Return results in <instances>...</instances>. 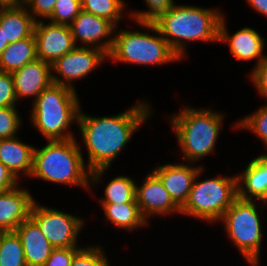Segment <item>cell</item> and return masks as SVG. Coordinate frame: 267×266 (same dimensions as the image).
Wrapping results in <instances>:
<instances>
[{
    "instance_id": "6da1fadb",
    "label": "cell",
    "mask_w": 267,
    "mask_h": 266,
    "mask_svg": "<svg viewBox=\"0 0 267 266\" xmlns=\"http://www.w3.org/2000/svg\"><path fill=\"white\" fill-rule=\"evenodd\" d=\"M148 109L147 102L141 101L115 116L90 117L79 111L77 124L88 152L90 183L94 185L99 181L133 133L145 123L151 114Z\"/></svg>"
},
{
    "instance_id": "7a4b0ae2",
    "label": "cell",
    "mask_w": 267,
    "mask_h": 266,
    "mask_svg": "<svg viewBox=\"0 0 267 266\" xmlns=\"http://www.w3.org/2000/svg\"><path fill=\"white\" fill-rule=\"evenodd\" d=\"M221 13L218 9L174 4L153 23L182 60L185 57V41H219Z\"/></svg>"
},
{
    "instance_id": "3957f363",
    "label": "cell",
    "mask_w": 267,
    "mask_h": 266,
    "mask_svg": "<svg viewBox=\"0 0 267 266\" xmlns=\"http://www.w3.org/2000/svg\"><path fill=\"white\" fill-rule=\"evenodd\" d=\"M78 144L76 139L71 138L48 141L39 150L34 147L31 177L89 189L91 171L85 168Z\"/></svg>"
},
{
    "instance_id": "277c9868",
    "label": "cell",
    "mask_w": 267,
    "mask_h": 266,
    "mask_svg": "<svg viewBox=\"0 0 267 266\" xmlns=\"http://www.w3.org/2000/svg\"><path fill=\"white\" fill-rule=\"evenodd\" d=\"M75 90L52 83L33 101L31 122L48 141L74 138L71 123L78 122L80 103Z\"/></svg>"
},
{
    "instance_id": "5b68a950",
    "label": "cell",
    "mask_w": 267,
    "mask_h": 266,
    "mask_svg": "<svg viewBox=\"0 0 267 266\" xmlns=\"http://www.w3.org/2000/svg\"><path fill=\"white\" fill-rule=\"evenodd\" d=\"M223 117L219 112L188 106L171 117L173 130L188 162L193 163L214 151Z\"/></svg>"
},
{
    "instance_id": "8992f818",
    "label": "cell",
    "mask_w": 267,
    "mask_h": 266,
    "mask_svg": "<svg viewBox=\"0 0 267 266\" xmlns=\"http://www.w3.org/2000/svg\"><path fill=\"white\" fill-rule=\"evenodd\" d=\"M142 27L155 31L157 36L139 31L122 30L114 36L108 58L116 62L155 65L180 61L154 23L138 22Z\"/></svg>"
},
{
    "instance_id": "52a82bcc",
    "label": "cell",
    "mask_w": 267,
    "mask_h": 266,
    "mask_svg": "<svg viewBox=\"0 0 267 266\" xmlns=\"http://www.w3.org/2000/svg\"><path fill=\"white\" fill-rule=\"evenodd\" d=\"M201 172L203 167L194 178L188 199L181 207V213L210 222H220L225 211L238 198L237 175L196 181Z\"/></svg>"
},
{
    "instance_id": "ba28073f",
    "label": "cell",
    "mask_w": 267,
    "mask_h": 266,
    "mask_svg": "<svg viewBox=\"0 0 267 266\" xmlns=\"http://www.w3.org/2000/svg\"><path fill=\"white\" fill-rule=\"evenodd\" d=\"M252 200L237 198L225 211L221 220L231 238L248 263L258 266L262 242L261 222L257 207Z\"/></svg>"
},
{
    "instance_id": "9c48e42d",
    "label": "cell",
    "mask_w": 267,
    "mask_h": 266,
    "mask_svg": "<svg viewBox=\"0 0 267 266\" xmlns=\"http://www.w3.org/2000/svg\"><path fill=\"white\" fill-rule=\"evenodd\" d=\"M30 218L37 224L53 248H79L77 236L84 222L77 216L49 207L40 206L34 201Z\"/></svg>"
},
{
    "instance_id": "30bf717a",
    "label": "cell",
    "mask_w": 267,
    "mask_h": 266,
    "mask_svg": "<svg viewBox=\"0 0 267 266\" xmlns=\"http://www.w3.org/2000/svg\"><path fill=\"white\" fill-rule=\"evenodd\" d=\"M105 58L108 56L103 50L91 46L90 48L77 46L51 65V70L54 71H52V82L76 90L71 82L88 76L91 71L101 65ZM55 72L62 79L53 75Z\"/></svg>"
},
{
    "instance_id": "8fae6325",
    "label": "cell",
    "mask_w": 267,
    "mask_h": 266,
    "mask_svg": "<svg viewBox=\"0 0 267 266\" xmlns=\"http://www.w3.org/2000/svg\"><path fill=\"white\" fill-rule=\"evenodd\" d=\"M37 19L34 28L37 58L53 64L60 57L72 51L75 45L69 25L48 23Z\"/></svg>"
},
{
    "instance_id": "7c38bea8",
    "label": "cell",
    "mask_w": 267,
    "mask_h": 266,
    "mask_svg": "<svg viewBox=\"0 0 267 266\" xmlns=\"http://www.w3.org/2000/svg\"><path fill=\"white\" fill-rule=\"evenodd\" d=\"M69 28L75 45L81 41L84 47L91 45L107 55L110 52L114 39L110 35L116 32V26L111 21L82 10ZM103 38L106 41L102 43Z\"/></svg>"
},
{
    "instance_id": "4fadbf2b",
    "label": "cell",
    "mask_w": 267,
    "mask_h": 266,
    "mask_svg": "<svg viewBox=\"0 0 267 266\" xmlns=\"http://www.w3.org/2000/svg\"><path fill=\"white\" fill-rule=\"evenodd\" d=\"M136 201L146 220L156 214L170 215L176 211L181 213V208L173 201L160 178L153 171L145 177L140 187L136 184Z\"/></svg>"
},
{
    "instance_id": "5bb4252c",
    "label": "cell",
    "mask_w": 267,
    "mask_h": 266,
    "mask_svg": "<svg viewBox=\"0 0 267 266\" xmlns=\"http://www.w3.org/2000/svg\"><path fill=\"white\" fill-rule=\"evenodd\" d=\"M34 201L29 191L18 186L0 192V231H15L30 217Z\"/></svg>"
},
{
    "instance_id": "9a60e30c",
    "label": "cell",
    "mask_w": 267,
    "mask_h": 266,
    "mask_svg": "<svg viewBox=\"0 0 267 266\" xmlns=\"http://www.w3.org/2000/svg\"><path fill=\"white\" fill-rule=\"evenodd\" d=\"M17 100L24 97H36L52 82L51 64L36 59L12 72Z\"/></svg>"
},
{
    "instance_id": "2e32d148",
    "label": "cell",
    "mask_w": 267,
    "mask_h": 266,
    "mask_svg": "<svg viewBox=\"0 0 267 266\" xmlns=\"http://www.w3.org/2000/svg\"><path fill=\"white\" fill-rule=\"evenodd\" d=\"M202 166L166 164L157 166L153 172L160 178L173 201L181 208L187 201L196 174Z\"/></svg>"
},
{
    "instance_id": "e0dca14e",
    "label": "cell",
    "mask_w": 267,
    "mask_h": 266,
    "mask_svg": "<svg viewBox=\"0 0 267 266\" xmlns=\"http://www.w3.org/2000/svg\"><path fill=\"white\" fill-rule=\"evenodd\" d=\"M224 20L223 15L219 26L218 42L229 43L231 54L237 60L248 61L257 58V65H259L265 56L263 54L265 38L250 27H244L230 37Z\"/></svg>"
},
{
    "instance_id": "ac0fdd59",
    "label": "cell",
    "mask_w": 267,
    "mask_h": 266,
    "mask_svg": "<svg viewBox=\"0 0 267 266\" xmlns=\"http://www.w3.org/2000/svg\"><path fill=\"white\" fill-rule=\"evenodd\" d=\"M15 231L22 241L26 265L43 266L54 248L37 224L29 217Z\"/></svg>"
},
{
    "instance_id": "d6986e66",
    "label": "cell",
    "mask_w": 267,
    "mask_h": 266,
    "mask_svg": "<svg viewBox=\"0 0 267 266\" xmlns=\"http://www.w3.org/2000/svg\"><path fill=\"white\" fill-rule=\"evenodd\" d=\"M34 146L25 144L18 137L0 139V162H2L16 179L19 172L31 176L33 170Z\"/></svg>"
},
{
    "instance_id": "ffe728a7",
    "label": "cell",
    "mask_w": 267,
    "mask_h": 266,
    "mask_svg": "<svg viewBox=\"0 0 267 266\" xmlns=\"http://www.w3.org/2000/svg\"><path fill=\"white\" fill-rule=\"evenodd\" d=\"M25 7L22 4L15 8L0 9V26L9 44L34 34L36 21Z\"/></svg>"
},
{
    "instance_id": "44dd1931",
    "label": "cell",
    "mask_w": 267,
    "mask_h": 266,
    "mask_svg": "<svg viewBox=\"0 0 267 266\" xmlns=\"http://www.w3.org/2000/svg\"><path fill=\"white\" fill-rule=\"evenodd\" d=\"M238 179V198L243 200H261L267 202V186L263 174V155L252 159ZM243 181V182H242ZM244 184V186L241 184Z\"/></svg>"
},
{
    "instance_id": "7402d4cb",
    "label": "cell",
    "mask_w": 267,
    "mask_h": 266,
    "mask_svg": "<svg viewBox=\"0 0 267 266\" xmlns=\"http://www.w3.org/2000/svg\"><path fill=\"white\" fill-rule=\"evenodd\" d=\"M37 59L34 34L9 44L0 55V71L12 73Z\"/></svg>"
},
{
    "instance_id": "603a6c76",
    "label": "cell",
    "mask_w": 267,
    "mask_h": 266,
    "mask_svg": "<svg viewBox=\"0 0 267 266\" xmlns=\"http://www.w3.org/2000/svg\"><path fill=\"white\" fill-rule=\"evenodd\" d=\"M101 205L108 221H111L117 228L131 230L148 225L137 203H101Z\"/></svg>"
},
{
    "instance_id": "cb8c5ba5",
    "label": "cell",
    "mask_w": 267,
    "mask_h": 266,
    "mask_svg": "<svg viewBox=\"0 0 267 266\" xmlns=\"http://www.w3.org/2000/svg\"><path fill=\"white\" fill-rule=\"evenodd\" d=\"M0 266H27L22 241L16 231H1Z\"/></svg>"
},
{
    "instance_id": "d4e9b609",
    "label": "cell",
    "mask_w": 267,
    "mask_h": 266,
    "mask_svg": "<svg viewBox=\"0 0 267 266\" xmlns=\"http://www.w3.org/2000/svg\"><path fill=\"white\" fill-rule=\"evenodd\" d=\"M104 193L105 197L100 200L101 203H137L135 181L124 175L112 179Z\"/></svg>"
},
{
    "instance_id": "484cf974",
    "label": "cell",
    "mask_w": 267,
    "mask_h": 266,
    "mask_svg": "<svg viewBox=\"0 0 267 266\" xmlns=\"http://www.w3.org/2000/svg\"><path fill=\"white\" fill-rule=\"evenodd\" d=\"M81 5L83 11L105 18L116 27L125 7L124 0H81Z\"/></svg>"
},
{
    "instance_id": "4316f807",
    "label": "cell",
    "mask_w": 267,
    "mask_h": 266,
    "mask_svg": "<svg viewBox=\"0 0 267 266\" xmlns=\"http://www.w3.org/2000/svg\"><path fill=\"white\" fill-rule=\"evenodd\" d=\"M81 11V0H57L49 19L55 24L70 25Z\"/></svg>"
},
{
    "instance_id": "83f0119b",
    "label": "cell",
    "mask_w": 267,
    "mask_h": 266,
    "mask_svg": "<svg viewBox=\"0 0 267 266\" xmlns=\"http://www.w3.org/2000/svg\"><path fill=\"white\" fill-rule=\"evenodd\" d=\"M237 124L236 127L249 129L255 133L267 146V105H263L251 115H247Z\"/></svg>"
},
{
    "instance_id": "f1b7e54d",
    "label": "cell",
    "mask_w": 267,
    "mask_h": 266,
    "mask_svg": "<svg viewBox=\"0 0 267 266\" xmlns=\"http://www.w3.org/2000/svg\"><path fill=\"white\" fill-rule=\"evenodd\" d=\"M145 2L149 10L135 11L130 14L136 22L153 23L175 4L174 0H145Z\"/></svg>"
},
{
    "instance_id": "f546056e",
    "label": "cell",
    "mask_w": 267,
    "mask_h": 266,
    "mask_svg": "<svg viewBox=\"0 0 267 266\" xmlns=\"http://www.w3.org/2000/svg\"><path fill=\"white\" fill-rule=\"evenodd\" d=\"M16 106L0 107V139L15 137L21 126Z\"/></svg>"
},
{
    "instance_id": "4dcf8cb0",
    "label": "cell",
    "mask_w": 267,
    "mask_h": 266,
    "mask_svg": "<svg viewBox=\"0 0 267 266\" xmlns=\"http://www.w3.org/2000/svg\"><path fill=\"white\" fill-rule=\"evenodd\" d=\"M71 266H110L101 247L81 248L72 260Z\"/></svg>"
},
{
    "instance_id": "1f68e13d",
    "label": "cell",
    "mask_w": 267,
    "mask_h": 266,
    "mask_svg": "<svg viewBox=\"0 0 267 266\" xmlns=\"http://www.w3.org/2000/svg\"><path fill=\"white\" fill-rule=\"evenodd\" d=\"M16 102L12 73L0 71V107L15 106Z\"/></svg>"
},
{
    "instance_id": "d6a6232c",
    "label": "cell",
    "mask_w": 267,
    "mask_h": 266,
    "mask_svg": "<svg viewBox=\"0 0 267 266\" xmlns=\"http://www.w3.org/2000/svg\"><path fill=\"white\" fill-rule=\"evenodd\" d=\"M81 248H54L43 266H71L74 255Z\"/></svg>"
},
{
    "instance_id": "836d02e7",
    "label": "cell",
    "mask_w": 267,
    "mask_h": 266,
    "mask_svg": "<svg viewBox=\"0 0 267 266\" xmlns=\"http://www.w3.org/2000/svg\"><path fill=\"white\" fill-rule=\"evenodd\" d=\"M57 0H27L24 5L29 7L28 11H30L34 20H36V15L38 17H43L49 19L53 12L55 3Z\"/></svg>"
},
{
    "instance_id": "e575fe53",
    "label": "cell",
    "mask_w": 267,
    "mask_h": 266,
    "mask_svg": "<svg viewBox=\"0 0 267 266\" xmlns=\"http://www.w3.org/2000/svg\"><path fill=\"white\" fill-rule=\"evenodd\" d=\"M250 77L261 96L267 99V56L255 66Z\"/></svg>"
},
{
    "instance_id": "d590c367",
    "label": "cell",
    "mask_w": 267,
    "mask_h": 266,
    "mask_svg": "<svg viewBox=\"0 0 267 266\" xmlns=\"http://www.w3.org/2000/svg\"><path fill=\"white\" fill-rule=\"evenodd\" d=\"M18 182L8 168L0 162V192L17 186Z\"/></svg>"
},
{
    "instance_id": "8d00e7d4",
    "label": "cell",
    "mask_w": 267,
    "mask_h": 266,
    "mask_svg": "<svg viewBox=\"0 0 267 266\" xmlns=\"http://www.w3.org/2000/svg\"><path fill=\"white\" fill-rule=\"evenodd\" d=\"M254 10L267 16V0H247Z\"/></svg>"
},
{
    "instance_id": "74e56055",
    "label": "cell",
    "mask_w": 267,
    "mask_h": 266,
    "mask_svg": "<svg viewBox=\"0 0 267 266\" xmlns=\"http://www.w3.org/2000/svg\"><path fill=\"white\" fill-rule=\"evenodd\" d=\"M22 4L21 0H0V9L15 8Z\"/></svg>"
},
{
    "instance_id": "f35d334b",
    "label": "cell",
    "mask_w": 267,
    "mask_h": 266,
    "mask_svg": "<svg viewBox=\"0 0 267 266\" xmlns=\"http://www.w3.org/2000/svg\"><path fill=\"white\" fill-rule=\"evenodd\" d=\"M9 45V42L5 40L4 30L0 26V55L3 50Z\"/></svg>"
},
{
    "instance_id": "ab89813d",
    "label": "cell",
    "mask_w": 267,
    "mask_h": 266,
    "mask_svg": "<svg viewBox=\"0 0 267 266\" xmlns=\"http://www.w3.org/2000/svg\"><path fill=\"white\" fill-rule=\"evenodd\" d=\"M263 174L265 179V184L267 186V155L263 154Z\"/></svg>"
}]
</instances>
